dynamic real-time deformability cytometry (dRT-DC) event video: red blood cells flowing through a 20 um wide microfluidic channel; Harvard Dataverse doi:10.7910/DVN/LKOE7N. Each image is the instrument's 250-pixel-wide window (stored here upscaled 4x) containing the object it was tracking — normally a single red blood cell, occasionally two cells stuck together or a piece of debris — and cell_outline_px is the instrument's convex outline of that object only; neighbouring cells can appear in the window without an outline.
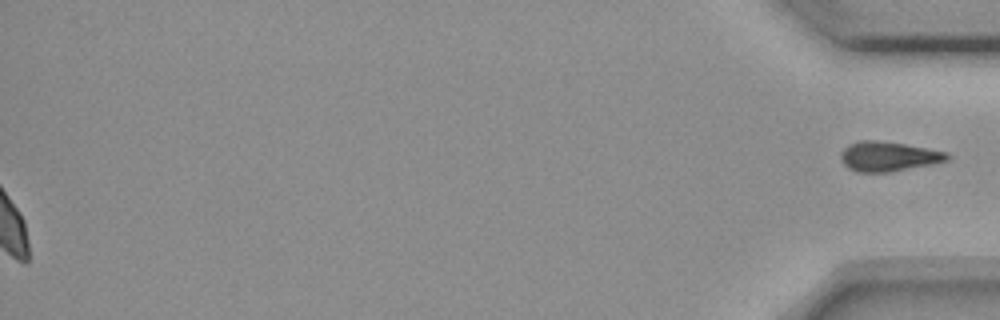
{"species": "common noctule bat (a hibernating species)", "species_latin": "Nyctalus noctula", "temperature_condition": "room temperature", "stored_images_in_passage": 57, "segment_of_instrument_passage": [2, 2], "camera_frame_rate_fps": 3000, "um_per_image_px": 0.085, "animal": {"sex": "female", "body_mass_g": 18.4}, "frame": {"image": 1, "passage_image": 57, "time_ms": 18.667, "image_size_px": [1000, 320], "cell_outline_px": [[952, 156], [948, 160], [932, 164], [888, 172], [856, 172], [848, 168], [840, 160], [840, 156], [844, 148], [848, 144], [860, 140], [876, 140], [904, 144], [948, 152]], "centroid_in_image_um": [75.5, 13.29], "position_along_channel_um": 359.7, "area_um2": 18.44}}